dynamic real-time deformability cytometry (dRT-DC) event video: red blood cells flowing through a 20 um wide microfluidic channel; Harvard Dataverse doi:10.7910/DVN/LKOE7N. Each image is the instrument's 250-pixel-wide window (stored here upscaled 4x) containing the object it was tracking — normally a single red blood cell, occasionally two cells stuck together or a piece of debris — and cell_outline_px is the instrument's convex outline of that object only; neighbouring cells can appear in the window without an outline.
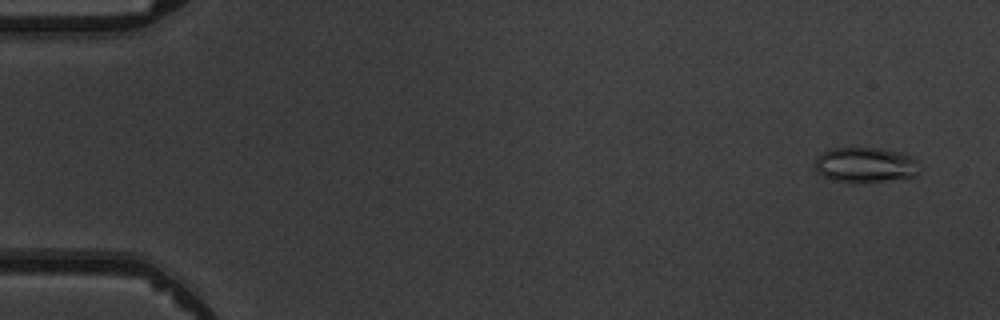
{"species": "common noctule bat (a hibernating species)", "species_latin": "Nyctalus noctula", "temperature_condition": "warm", "stored_images_in_passage": 4, "camera_frame_rate_fps": 3000, "um_per_image_px": 0.085, "animal": {"sex": "male", "body_mass_g": 19.5, "forearm_length_mm": 54.6}, "frame": {"image": 1, "passage_image": 1, "time_ms": 0.0, "image_size_px": [1000, 320], "cell_outline_px": [[920, 172], [916, 176], [852, 184], [832, 180], [816, 172], [816, 156], [832, 148], [880, 148], [896, 152], [908, 156], [916, 160]], "centroid_in_image_um": [73.51, 14.03], "position_along_channel_um": 11.5, "area_um2": 21.39}}